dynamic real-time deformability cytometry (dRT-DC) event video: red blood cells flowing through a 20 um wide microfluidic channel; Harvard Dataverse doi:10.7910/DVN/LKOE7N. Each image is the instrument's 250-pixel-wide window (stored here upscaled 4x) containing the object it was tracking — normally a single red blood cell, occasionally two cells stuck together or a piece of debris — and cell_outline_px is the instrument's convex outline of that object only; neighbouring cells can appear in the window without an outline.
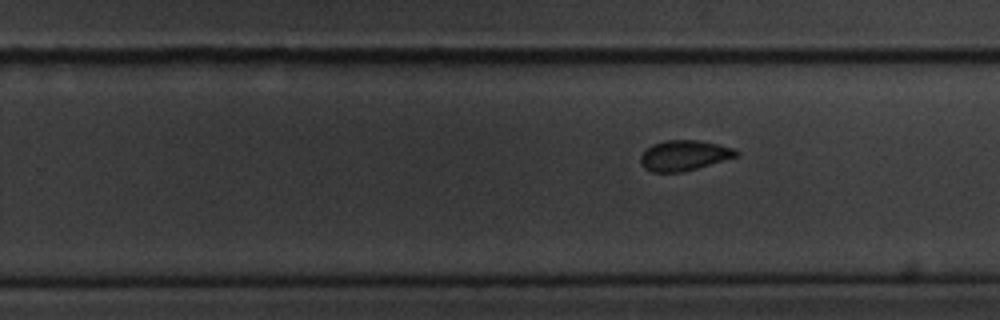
{"species": "common noctule bat (a hibernating species)", "species_latin": "Nyctalus noctula", "temperature_condition": "cold", "stored_images_in_passage": 11, "segment_of_instrument_passage": [2, 2], "camera_frame_rate_fps": 3000, "um_per_image_px": 0.085, "animal": {"sex": "male", "body_mass_g": 20.1, "forearm_length_mm": 53.5}, "frame": {"image": 1, "passage_image": 11, "time_ms": 12.333, "image_size_px": [1000, 320], "cell_outline_px": [[740, 156], [696, 168], [680, 172], [652, 172], [644, 168], [640, 164], [640, 156], [652, 144], [664, 140], [700, 140], [736, 148], [740, 152]], "centroid_in_image_um": [58.18, 13.2], "position_along_channel_um": 271.6, "area_um2": 17.05}}